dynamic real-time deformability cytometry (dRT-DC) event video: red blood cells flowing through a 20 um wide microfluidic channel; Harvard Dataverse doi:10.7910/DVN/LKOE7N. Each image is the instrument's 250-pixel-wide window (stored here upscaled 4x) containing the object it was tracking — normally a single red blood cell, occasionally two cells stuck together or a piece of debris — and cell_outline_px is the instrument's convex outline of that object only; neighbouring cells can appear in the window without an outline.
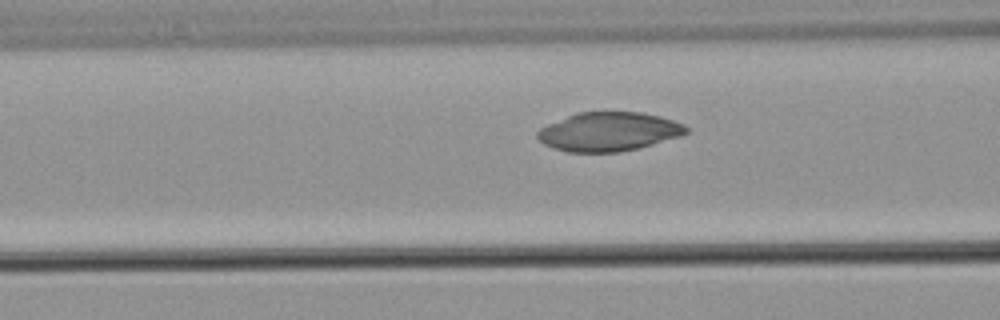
{"species": "common noctule bat (a hibernating species)", "species_latin": "Nyctalus noctula", "temperature_condition": "warm", "stored_images_in_passage": 42, "camera_frame_rate_fps": 3000, "um_per_image_px": 0.085, "animal": {"sex": "male", "body_mass_g": 21.5, "forearm_length_mm": 52.0}, "frame": {"image": 1, "passage_image": 10, "time_ms": 3.0, "image_size_px": [1000, 320], "cell_outline_px": [[688, 132], [680, 136], [652, 144], [620, 152], [568, 152], [552, 148], [544, 144], [536, 136], [536, 132], [540, 128], [548, 124], [576, 112], [640, 112], [660, 116], [684, 124], [688, 128]], "centroid_in_image_um": [51.72, 11.19], "position_along_channel_um": 114.9, "area_um2": 33.64}}
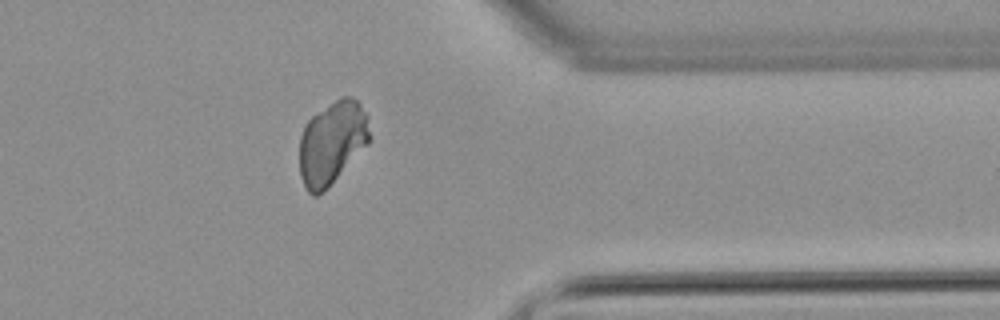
{"frame": {"image": 2, "passage_image": 33, "time_ms": 10.667, "image_size_px": [1000, 320], "cell_outline_px": [[372, 140], [316, 196], [312, 196], [308, 192], [300, 176], [300, 136], [304, 124], [316, 112], [340, 96], [352, 96], [360, 104], [368, 116], [372, 136]], "centroid_in_image_um": [28.24, 12.05], "position_along_channel_um": 383.2, "area_um2": 33.76}}
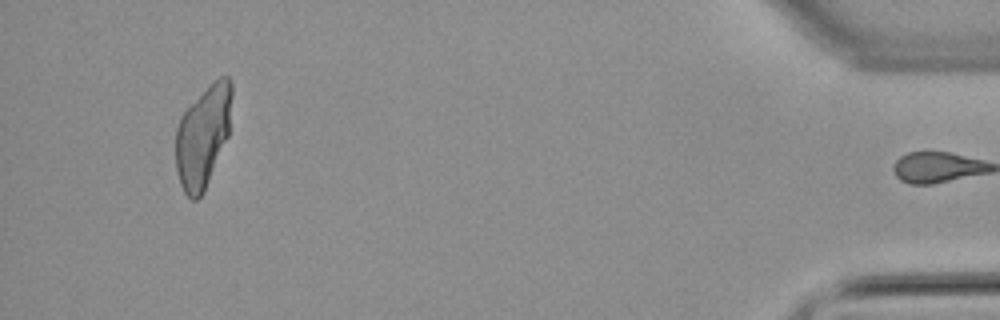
{"frame": {"image": 3, "passage_image": 41, "time_ms": 13.333, "image_size_px": [1000, 320], "cell_outline_px": [[232, 96], [228, 136], [204, 192], [196, 200], [192, 200], [184, 192], [180, 184], [176, 168], [176, 128], [180, 116], [220, 76], [228, 76], [232, 80]], "centroid_in_image_um": [17.26, 11.62], "position_along_channel_um": 417.9, "area_um2": 32.83}}